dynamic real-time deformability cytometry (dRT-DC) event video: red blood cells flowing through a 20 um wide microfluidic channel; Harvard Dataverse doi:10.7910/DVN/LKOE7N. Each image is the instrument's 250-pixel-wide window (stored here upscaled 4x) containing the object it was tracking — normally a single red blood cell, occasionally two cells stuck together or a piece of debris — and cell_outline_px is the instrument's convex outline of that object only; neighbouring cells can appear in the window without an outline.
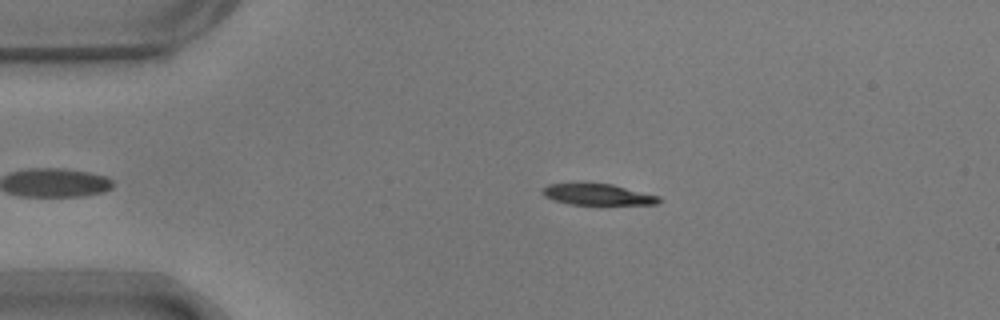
{"species": "common noctule bat (a hibernating species)", "species_latin": "Nyctalus noctula", "temperature_condition": "warm", "stored_images_in_passage": 38, "camera_frame_rate_fps": 3000, "um_per_image_px": 0.085, "animal": {"sex": "male", "body_mass_g": 17.9}, "frame": {"image": 1, "passage_image": 4, "time_ms": 1.0, "image_size_px": [1000, 320], "cell_outline_px": [[664, 200], [660, 204], [568, 204], [544, 196], [540, 192], [548, 184], [612, 184], [660, 196]], "centroid_in_image_um": [50.87, 16.54], "position_along_channel_um": 34.1, "area_um2": 14.16}}
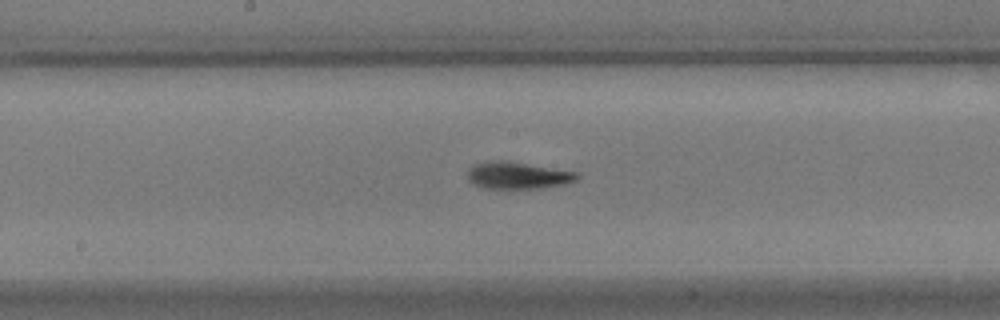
{"frame": {"image": 2, "passage_image": 21, "time_ms": 6.667, "image_size_px": [1000, 320], "cell_outline_px": [[580, 176], [576, 180], [564, 184], [540, 188], [480, 188], [472, 184], [468, 180], [468, 168], [476, 164], [496, 160], [508, 160], [580, 172]], "centroid_in_image_um": [44.03, 14.9], "position_along_channel_um": 204.2, "area_um2": 17.46}}
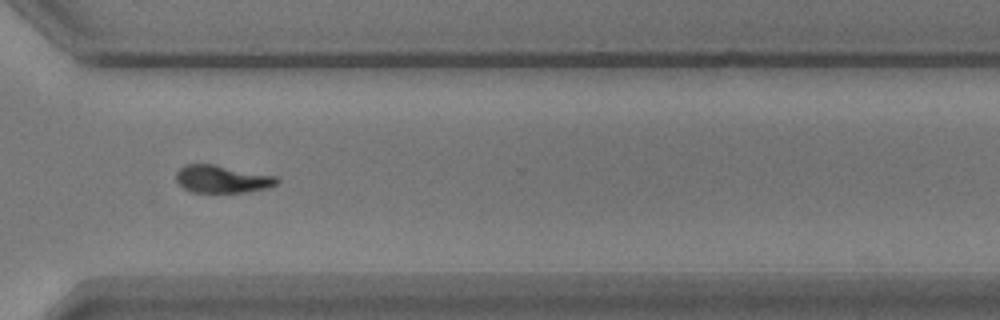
{"frame": {"image": 3, "passage_image": 33, "time_ms": 10.667, "image_size_px": [1000, 320], "cell_outline_px": [[280, 180], [276, 184], [264, 188], [244, 192], [192, 192], [184, 188], [176, 180], [176, 172], [184, 164], [216, 164], [276, 176]], "centroid_in_image_um": [18.86, 15.2], "position_along_channel_um": 351.7, "area_um2": 16.13}, "authors_computed_cell_mechanics": {"area_um2": 16.5019, "velocity_mm_per_s": 3.6934, "shape_relaxation_time_tau1_ms": 2.5697, "shape_relaxation_time_tau2_ms": 2.3417, "deformation_change_tau1": 0.1517, "deformation_change_tau2": 0.0936}}